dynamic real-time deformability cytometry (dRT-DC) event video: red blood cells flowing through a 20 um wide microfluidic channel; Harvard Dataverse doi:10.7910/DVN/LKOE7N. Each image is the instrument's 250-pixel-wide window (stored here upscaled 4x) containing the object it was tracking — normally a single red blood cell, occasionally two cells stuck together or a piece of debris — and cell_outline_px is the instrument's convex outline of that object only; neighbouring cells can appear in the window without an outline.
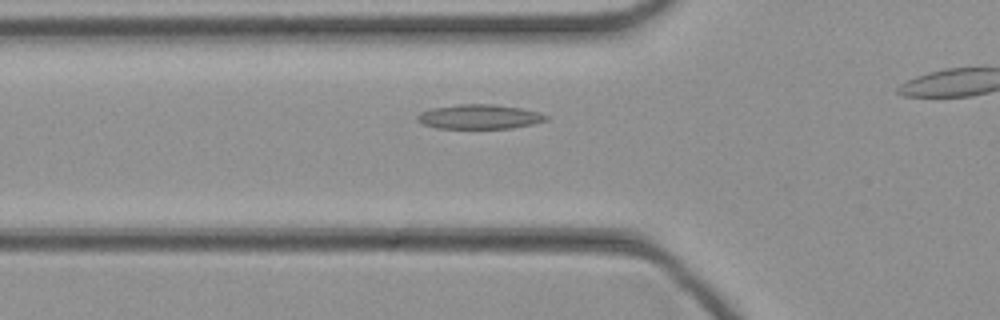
{"species": "common noctule bat (a hibernating species)", "species_latin": "Nyctalus noctula", "temperature_condition": "cold", "stored_images_in_passage": 31, "segment_of_instrument_passage": [1, 2], "camera_frame_rate_fps": 3000, "um_per_image_px": 0.085, "animal": {"sex": "female", "body_mass_g": 21.9}, "frame": {"image": 1, "passage_image": 10, "time_ms": 3.0, "image_size_px": [1000, 320], "cell_outline_px": [[548, 120], [532, 124], [512, 128], [436, 128], [424, 124], [416, 120], [416, 116], [420, 112], [432, 108], [456, 104], [496, 104], [524, 108], [540, 112], [548, 116]], "centroid_in_image_um": [40.77, 9.91], "position_along_channel_um": 85.0, "area_um2": 18.55}}
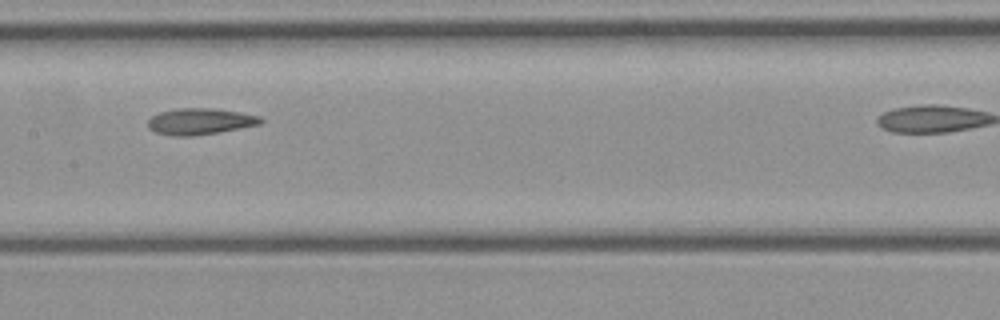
{"frame": {"image": 2, "passage_image": 17, "time_ms": 5.333, "image_size_px": [1000, 320], "cell_outline_px": [[264, 120], [260, 124], [220, 132], [192, 136], [172, 136], [156, 132], [148, 128], [148, 120], [152, 116], [160, 112], [180, 108], [212, 108], [240, 112], [260, 116]], "centroid_in_image_um": [17.01, 10.32], "position_along_channel_um": 190.4, "area_um2": 17.28}}
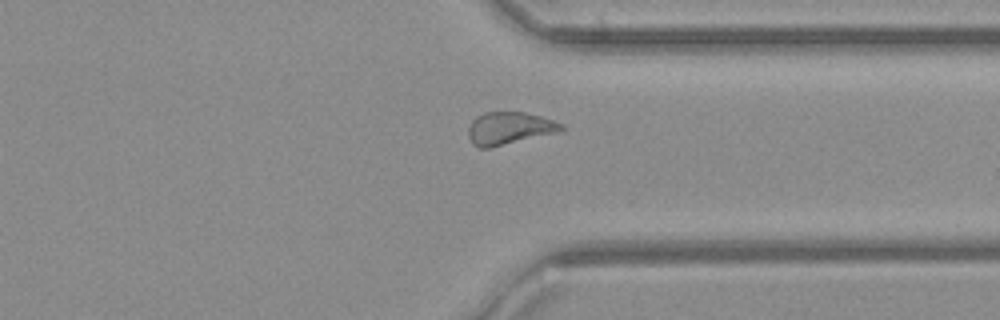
{"frame": {"image": 3, "passage_image": 29, "time_ms": 9.333, "image_size_px": [1000, 320], "cell_outline_px": [[564, 128], [560, 132], [488, 148], [480, 148], [472, 144], [468, 136], [468, 128], [472, 120], [476, 116], [484, 112], [524, 112], [540, 116], [564, 124]], "centroid_in_image_um": [43.28, 10.9], "position_along_channel_um": 368.1, "area_um2": 17.69}}